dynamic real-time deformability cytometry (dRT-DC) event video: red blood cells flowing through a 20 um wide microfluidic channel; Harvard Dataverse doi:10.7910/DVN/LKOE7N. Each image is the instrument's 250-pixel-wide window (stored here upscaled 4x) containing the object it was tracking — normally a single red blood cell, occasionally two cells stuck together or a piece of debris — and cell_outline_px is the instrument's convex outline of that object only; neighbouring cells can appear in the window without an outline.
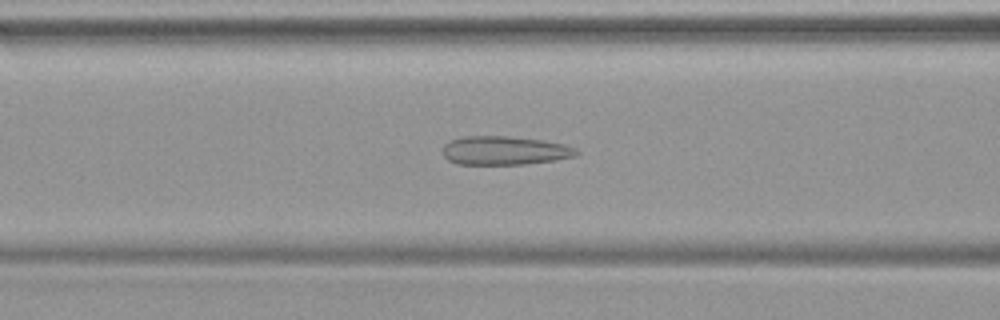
{"species": "common noctule bat (a hibernating species)", "species_latin": "Nyctalus noctula", "temperature_condition": "warm", "stored_images_in_passage": 47, "camera_frame_rate_fps": 3000, "um_per_image_px": 0.085, "animal": {"sex": "female", "body_mass_g": 19.9}, "frame": {"image": 1, "passage_image": 19, "time_ms": 6.0, "image_size_px": [1000, 320], "cell_outline_px": [[580, 152], [576, 156], [556, 160], [524, 164], [456, 164], [448, 160], [444, 156], [444, 144], [452, 140], [464, 136], [508, 136], [544, 140], [564, 144], [576, 148]], "centroid_in_image_um": [42.93, 12.79], "position_along_channel_um": 123.7, "area_um2": 22.43}}
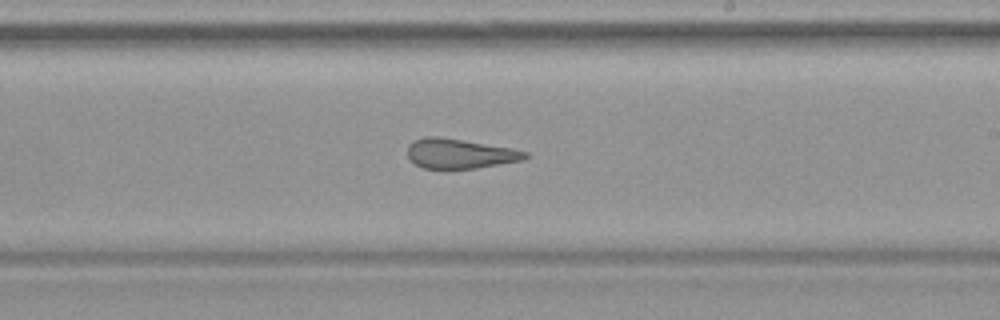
{"frame": {"image": 2, "passage_image": 28, "time_ms": 9.0, "image_size_px": [1000, 320], "cell_outline_px": [[528, 156], [524, 160], [476, 168], [424, 168], [416, 164], [408, 156], [408, 144], [412, 140], [424, 136], [436, 136], [512, 148], [528, 152]], "centroid_in_image_um": [39.08, 13.05], "position_along_channel_um": 249.9, "area_um2": 20.23}}
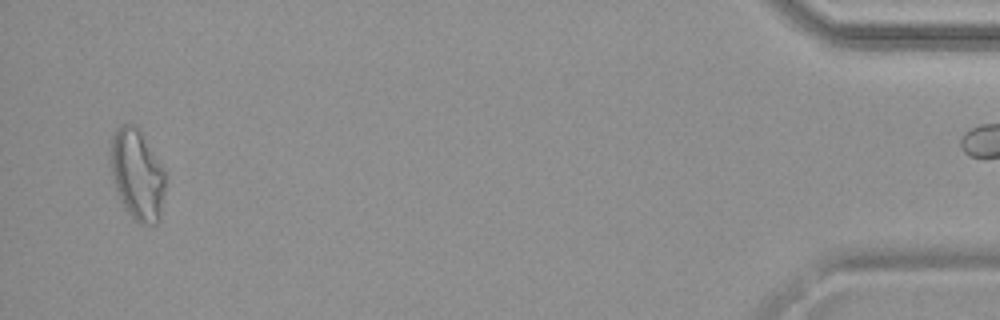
{"frame": {"image": 3, "passage_image": 46, "time_ms": 15.0, "image_size_px": [1000, 320], "cell_outline_px": [[164, 192], [160, 220], [156, 224], [140, 224], [124, 208], [120, 200], [116, 188], [108, 156], [112, 132], [120, 124], [132, 124], [140, 128], [164, 168]], "centroid_in_image_um": [11.64, 14.78], "position_along_channel_um": 423.6, "area_um2": 29.42}}